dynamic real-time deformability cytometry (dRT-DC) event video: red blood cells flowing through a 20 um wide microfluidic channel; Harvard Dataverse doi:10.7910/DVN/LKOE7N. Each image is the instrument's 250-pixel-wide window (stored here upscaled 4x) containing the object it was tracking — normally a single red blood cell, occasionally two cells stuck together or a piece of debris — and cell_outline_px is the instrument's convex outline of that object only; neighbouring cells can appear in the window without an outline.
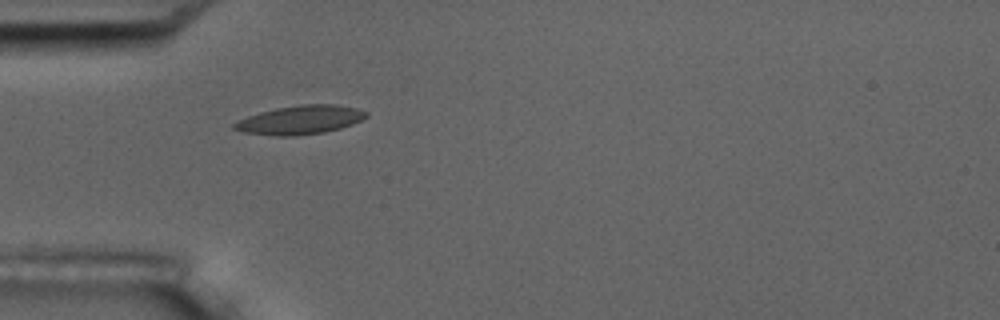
{"species": "common noctule bat (a hibernating species)", "species_latin": "Nyctalus noctula", "temperature_condition": "room temperature", "stored_images_in_passage": 3, "camera_frame_rate_fps": 3000, "um_per_image_px": 0.085, "animal": {"sex": "male", "body_mass_g": 17.5, "forearm_length_mm": 52.3}, "frame": {"image": 1, "passage_image": 1, "time_ms": 0.0, "image_size_px": [1000, 320], "cell_outline_px": [[368, 116], [352, 124], [340, 128], [324, 132], [296, 136], [276, 136], [244, 132], [232, 128], [232, 124], [236, 120], [260, 112], [276, 108], [300, 104], [336, 104], [356, 108], [368, 112]], "centroid_in_image_um": [25.5, 10.19], "position_along_channel_um": 59.5, "area_um2": 22.2}}